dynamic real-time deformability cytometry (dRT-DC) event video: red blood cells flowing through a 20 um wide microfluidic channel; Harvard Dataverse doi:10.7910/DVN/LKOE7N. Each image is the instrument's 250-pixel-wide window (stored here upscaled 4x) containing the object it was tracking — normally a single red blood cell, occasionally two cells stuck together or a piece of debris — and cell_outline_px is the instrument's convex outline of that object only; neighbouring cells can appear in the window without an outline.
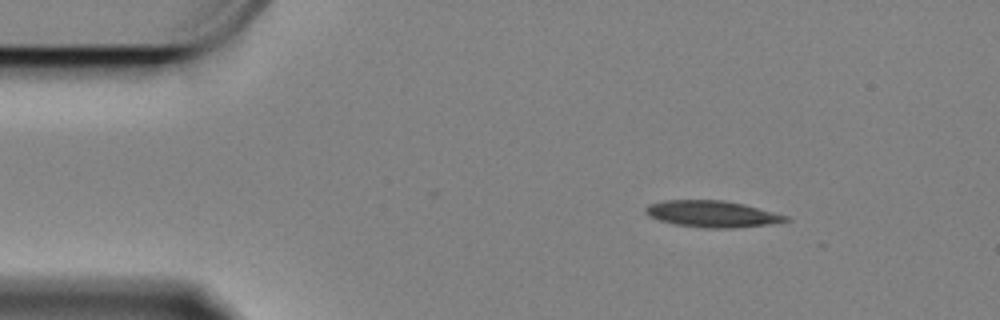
{"species": "Egyptian fruit bat (a non-hibernating species)", "species_latin": "Rousettus aegyptiacus", "temperature_condition": "cold", "stored_images_in_passage": 48, "camera_frame_rate_fps": 3000, "um_per_image_px": 0.085, "animal": {"sex": "female"}, "frame": {"image": 1, "passage_image": 1, "time_ms": 0.0, "image_size_px": [1000, 320], "cell_outline_px": [[792, 220], [768, 224], [732, 228], [704, 228], [676, 224], [660, 220], [648, 216], [644, 212], [644, 208], [648, 204], [664, 200], [720, 200], [744, 204], [788, 216]], "centroid_in_image_um": [60.5, 18.18], "position_along_channel_um": 24.5, "area_um2": 21.56}}
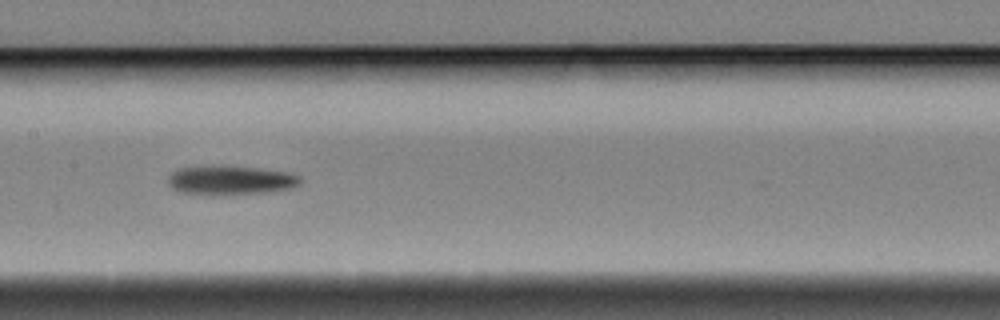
{"frame": {"image": 2, "passage_image": 21, "time_ms": 6.667, "image_size_px": [1000, 320], "cell_outline_px": [[300, 184], [292, 188], [272, 192], [216, 196], [180, 192], [172, 188], [168, 184], [168, 176], [172, 172], [180, 168], [212, 164], [252, 168], [284, 172], [300, 176]], "centroid_in_image_um": [19.54, 15.33], "position_along_channel_um": 187.9, "area_um2": 22.89}}
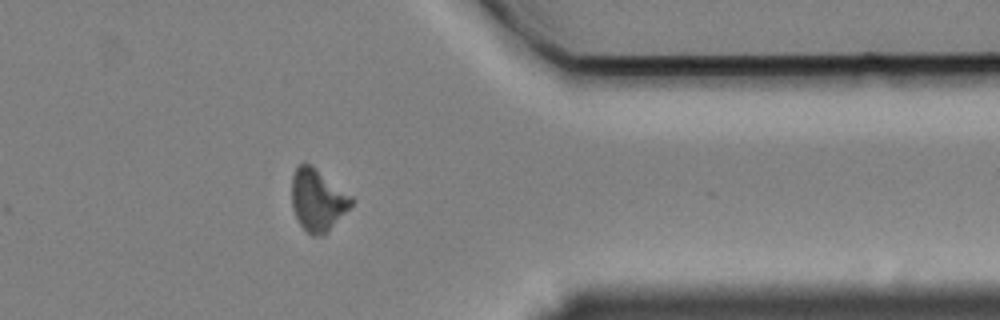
{"frame": {"image": 3, "passage_image": 40, "time_ms": 13.0, "image_size_px": [1000, 320], "cell_outline_px": [[356, 200], [328, 232], [324, 236], [312, 236], [300, 224], [292, 208], [292, 176], [296, 168], [300, 164], [308, 164], [352, 196]], "centroid_in_image_um": [27.0, 17.05], "position_along_channel_um": 384.4, "area_um2": 21.15}, "authors_computed_cell_mechanics": {"area_um2": 21.9062, "velocity_mm_per_s": 3.3271, "shape_relaxation_time_tau1_ms": 4.1404, "shape_relaxation_time_tau2_ms": null, "deformation_change_tau1": 0.1129, "deformation_change_tau2": null}}